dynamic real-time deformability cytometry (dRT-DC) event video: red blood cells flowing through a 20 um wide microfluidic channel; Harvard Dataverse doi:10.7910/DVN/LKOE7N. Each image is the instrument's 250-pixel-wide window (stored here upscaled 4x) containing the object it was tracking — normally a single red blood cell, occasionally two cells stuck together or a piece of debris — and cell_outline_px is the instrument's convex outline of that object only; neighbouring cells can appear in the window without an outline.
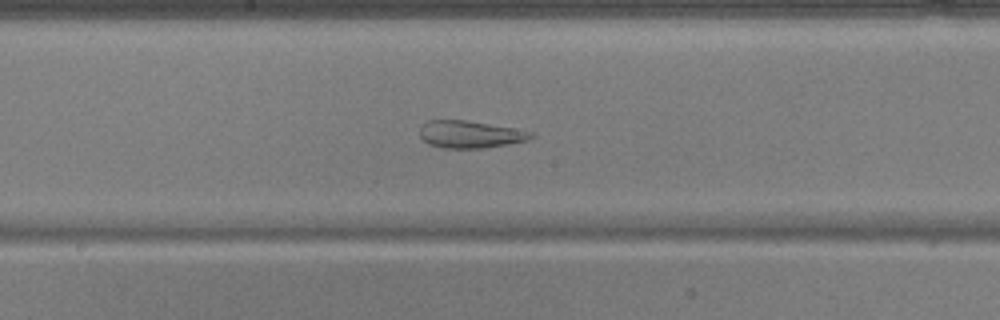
{"species": "common noctule bat (a hibernating species)", "species_latin": "Nyctalus noctula", "temperature_condition": "warm", "stored_images_in_passage": 46, "camera_frame_rate_fps": 3000, "um_per_image_px": 0.085, "animal": {"sex": "male", "body_mass_g": 17.9, "forearm_length_mm": 54.2}, "frame": {"image": 1, "passage_image": 21, "time_ms": 6.667, "image_size_px": [1000, 320], "cell_outline_px": [[536, 136], [528, 140], [508, 144], [484, 148], [444, 148], [428, 144], [420, 136], [420, 124], [428, 120], [464, 120], [512, 128], [532, 132]], "centroid_in_image_um": [39.93, 11.42], "position_along_channel_um": 208.3, "area_um2": 17.63}}
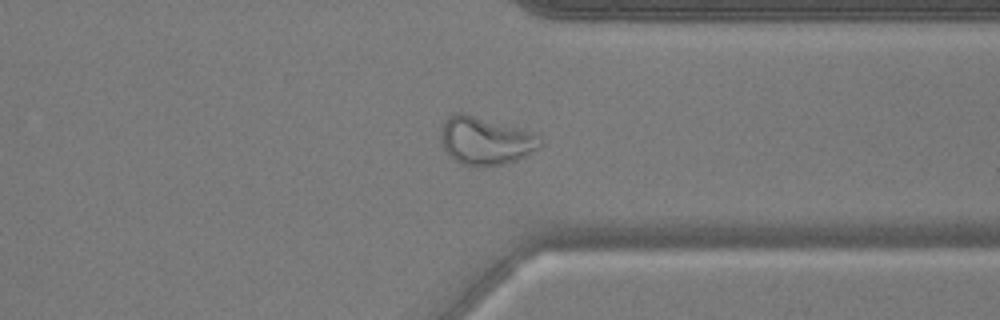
{"frame": {"image": 2, "passage_image": 34, "time_ms": 11.0, "image_size_px": [1000, 320], "cell_outline_px": [[544, 144], [540, 148], [516, 160], [504, 164], [464, 164], [456, 160], [444, 148], [440, 132], [444, 120], [452, 112], [464, 112], [532, 132], [540, 136]], "centroid_in_image_um": [41.29, 11.91], "position_along_channel_um": 370.1, "area_um2": 27.34}}
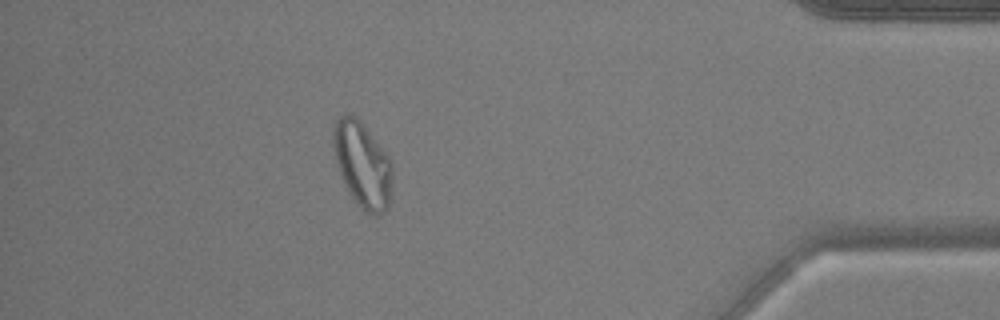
{"frame": {"image": 3, "passage_image": 40, "time_ms": 13.0, "image_size_px": [1000, 320], "cell_outline_px": [[392, 180], [388, 208], [384, 212], [376, 216], [360, 208], [356, 204], [336, 164], [332, 144], [332, 128], [336, 120], [344, 112], [348, 112], [356, 116], [360, 120], [392, 160]], "centroid_in_image_um": [30.8, 13.95], "position_along_channel_um": 404.4, "area_um2": 29.65}, "authors_computed_cell_mechanics": {"area_um2": 26.6747, "velocity_mm_per_s": 3.7589, "shape_relaxation_time_tau1_ms": null, "shape_relaxation_time_tau2_ms": 1.3834, "deformation_change_tau1": null, "deformation_change_tau2": 0.0937}}